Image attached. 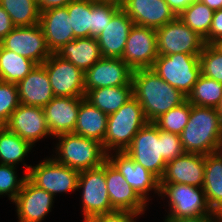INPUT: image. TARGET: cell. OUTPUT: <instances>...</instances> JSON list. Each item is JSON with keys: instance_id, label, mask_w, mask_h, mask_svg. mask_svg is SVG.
Listing matches in <instances>:
<instances>
[{"instance_id": "obj_50", "label": "cell", "mask_w": 222, "mask_h": 222, "mask_svg": "<svg viewBox=\"0 0 222 222\" xmlns=\"http://www.w3.org/2000/svg\"><path fill=\"white\" fill-rule=\"evenodd\" d=\"M217 45L222 49V40Z\"/></svg>"}, {"instance_id": "obj_31", "label": "cell", "mask_w": 222, "mask_h": 222, "mask_svg": "<svg viewBox=\"0 0 222 222\" xmlns=\"http://www.w3.org/2000/svg\"><path fill=\"white\" fill-rule=\"evenodd\" d=\"M213 15L214 10L200 0H196L177 17L205 40L208 37Z\"/></svg>"}, {"instance_id": "obj_12", "label": "cell", "mask_w": 222, "mask_h": 222, "mask_svg": "<svg viewBox=\"0 0 222 222\" xmlns=\"http://www.w3.org/2000/svg\"><path fill=\"white\" fill-rule=\"evenodd\" d=\"M0 45L37 65H42L52 54L48 49L43 30L39 24L14 27L1 41Z\"/></svg>"}, {"instance_id": "obj_27", "label": "cell", "mask_w": 222, "mask_h": 222, "mask_svg": "<svg viewBox=\"0 0 222 222\" xmlns=\"http://www.w3.org/2000/svg\"><path fill=\"white\" fill-rule=\"evenodd\" d=\"M208 204L222 215V150L205 155V174L202 186Z\"/></svg>"}, {"instance_id": "obj_49", "label": "cell", "mask_w": 222, "mask_h": 222, "mask_svg": "<svg viewBox=\"0 0 222 222\" xmlns=\"http://www.w3.org/2000/svg\"><path fill=\"white\" fill-rule=\"evenodd\" d=\"M217 111H218V113L220 115V119H221V123H222V97H221V101H220V103H219V105L217 107Z\"/></svg>"}, {"instance_id": "obj_24", "label": "cell", "mask_w": 222, "mask_h": 222, "mask_svg": "<svg viewBox=\"0 0 222 222\" xmlns=\"http://www.w3.org/2000/svg\"><path fill=\"white\" fill-rule=\"evenodd\" d=\"M16 85L19 101L24 105L43 108L55 97L46 68L43 65H37Z\"/></svg>"}, {"instance_id": "obj_18", "label": "cell", "mask_w": 222, "mask_h": 222, "mask_svg": "<svg viewBox=\"0 0 222 222\" xmlns=\"http://www.w3.org/2000/svg\"><path fill=\"white\" fill-rule=\"evenodd\" d=\"M105 178L109 200L114 210L134 212L141 216L144 214L147 203L108 160L105 162Z\"/></svg>"}, {"instance_id": "obj_9", "label": "cell", "mask_w": 222, "mask_h": 222, "mask_svg": "<svg viewBox=\"0 0 222 222\" xmlns=\"http://www.w3.org/2000/svg\"><path fill=\"white\" fill-rule=\"evenodd\" d=\"M79 171L60 164L53 158H44L35 166H31L27 178L36 186L53 195L78 191Z\"/></svg>"}, {"instance_id": "obj_4", "label": "cell", "mask_w": 222, "mask_h": 222, "mask_svg": "<svg viewBox=\"0 0 222 222\" xmlns=\"http://www.w3.org/2000/svg\"><path fill=\"white\" fill-rule=\"evenodd\" d=\"M148 123L143 108L133 96L119 110L109 114L103 141L106 153L124 152L137 132Z\"/></svg>"}, {"instance_id": "obj_34", "label": "cell", "mask_w": 222, "mask_h": 222, "mask_svg": "<svg viewBox=\"0 0 222 222\" xmlns=\"http://www.w3.org/2000/svg\"><path fill=\"white\" fill-rule=\"evenodd\" d=\"M66 7L75 39L90 37L92 0H73Z\"/></svg>"}, {"instance_id": "obj_25", "label": "cell", "mask_w": 222, "mask_h": 222, "mask_svg": "<svg viewBox=\"0 0 222 222\" xmlns=\"http://www.w3.org/2000/svg\"><path fill=\"white\" fill-rule=\"evenodd\" d=\"M56 54L70 61L84 73L102 58L96 38H77L63 45Z\"/></svg>"}, {"instance_id": "obj_40", "label": "cell", "mask_w": 222, "mask_h": 222, "mask_svg": "<svg viewBox=\"0 0 222 222\" xmlns=\"http://www.w3.org/2000/svg\"><path fill=\"white\" fill-rule=\"evenodd\" d=\"M162 156L166 163L185 153L180 135L161 130Z\"/></svg>"}, {"instance_id": "obj_10", "label": "cell", "mask_w": 222, "mask_h": 222, "mask_svg": "<svg viewBox=\"0 0 222 222\" xmlns=\"http://www.w3.org/2000/svg\"><path fill=\"white\" fill-rule=\"evenodd\" d=\"M55 97H85V73L56 53L42 64Z\"/></svg>"}, {"instance_id": "obj_33", "label": "cell", "mask_w": 222, "mask_h": 222, "mask_svg": "<svg viewBox=\"0 0 222 222\" xmlns=\"http://www.w3.org/2000/svg\"><path fill=\"white\" fill-rule=\"evenodd\" d=\"M15 27L39 24L40 12L36 0H0Z\"/></svg>"}, {"instance_id": "obj_48", "label": "cell", "mask_w": 222, "mask_h": 222, "mask_svg": "<svg viewBox=\"0 0 222 222\" xmlns=\"http://www.w3.org/2000/svg\"><path fill=\"white\" fill-rule=\"evenodd\" d=\"M95 1H99V2H111V3H115L119 6H122L125 0H95Z\"/></svg>"}, {"instance_id": "obj_23", "label": "cell", "mask_w": 222, "mask_h": 222, "mask_svg": "<svg viewBox=\"0 0 222 222\" xmlns=\"http://www.w3.org/2000/svg\"><path fill=\"white\" fill-rule=\"evenodd\" d=\"M133 20L121 8L96 37L102 57L122 58Z\"/></svg>"}, {"instance_id": "obj_36", "label": "cell", "mask_w": 222, "mask_h": 222, "mask_svg": "<svg viewBox=\"0 0 222 222\" xmlns=\"http://www.w3.org/2000/svg\"><path fill=\"white\" fill-rule=\"evenodd\" d=\"M201 74L222 83V49L217 44H205L199 55Z\"/></svg>"}, {"instance_id": "obj_37", "label": "cell", "mask_w": 222, "mask_h": 222, "mask_svg": "<svg viewBox=\"0 0 222 222\" xmlns=\"http://www.w3.org/2000/svg\"><path fill=\"white\" fill-rule=\"evenodd\" d=\"M121 8V6L115 3L92 0V27L90 28V37L96 38Z\"/></svg>"}, {"instance_id": "obj_42", "label": "cell", "mask_w": 222, "mask_h": 222, "mask_svg": "<svg viewBox=\"0 0 222 222\" xmlns=\"http://www.w3.org/2000/svg\"><path fill=\"white\" fill-rule=\"evenodd\" d=\"M222 40V8L214 11L212 24L205 44H217Z\"/></svg>"}, {"instance_id": "obj_47", "label": "cell", "mask_w": 222, "mask_h": 222, "mask_svg": "<svg viewBox=\"0 0 222 222\" xmlns=\"http://www.w3.org/2000/svg\"><path fill=\"white\" fill-rule=\"evenodd\" d=\"M203 4L209 6L212 10H219L222 8V0H200Z\"/></svg>"}, {"instance_id": "obj_38", "label": "cell", "mask_w": 222, "mask_h": 222, "mask_svg": "<svg viewBox=\"0 0 222 222\" xmlns=\"http://www.w3.org/2000/svg\"><path fill=\"white\" fill-rule=\"evenodd\" d=\"M16 166L0 164V196L7 195L13 202L27 179V173L18 178Z\"/></svg>"}, {"instance_id": "obj_17", "label": "cell", "mask_w": 222, "mask_h": 222, "mask_svg": "<svg viewBox=\"0 0 222 222\" xmlns=\"http://www.w3.org/2000/svg\"><path fill=\"white\" fill-rule=\"evenodd\" d=\"M55 197L33 184L28 178L13 203L18 222H42L51 212Z\"/></svg>"}, {"instance_id": "obj_2", "label": "cell", "mask_w": 222, "mask_h": 222, "mask_svg": "<svg viewBox=\"0 0 222 222\" xmlns=\"http://www.w3.org/2000/svg\"><path fill=\"white\" fill-rule=\"evenodd\" d=\"M186 153L208 155L222 149V123L216 108L191 104L189 121L180 134Z\"/></svg>"}, {"instance_id": "obj_20", "label": "cell", "mask_w": 222, "mask_h": 222, "mask_svg": "<svg viewBox=\"0 0 222 222\" xmlns=\"http://www.w3.org/2000/svg\"><path fill=\"white\" fill-rule=\"evenodd\" d=\"M205 174V155L184 153L166 163L160 183H180L202 187Z\"/></svg>"}, {"instance_id": "obj_22", "label": "cell", "mask_w": 222, "mask_h": 222, "mask_svg": "<svg viewBox=\"0 0 222 222\" xmlns=\"http://www.w3.org/2000/svg\"><path fill=\"white\" fill-rule=\"evenodd\" d=\"M82 98L54 97L43 107L52 137L73 133Z\"/></svg>"}, {"instance_id": "obj_13", "label": "cell", "mask_w": 222, "mask_h": 222, "mask_svg": "<svg viewBox=\"0 0 222 222\" xmlns=\"http://www.w3.org/2000/svg\"><path fill=\"white\" fill-rule=\"evenodd\" d=\"M158 56L156 30L133 25L121 59L134 71L151 69Z\"/></svg>"}, {"instance_id": "obj_6", "label": "cell", "mask_w": 222, "mask_h": 222, "mask_svg": "<svg viewBox=\"0 0 222 222\" xmlns=\"http://www.w3.org/2000/svg\"><path fill=\"white\" fill-rule=\"evenodd\" d=\"M151 70L188 96L201 75L199 55L182 53L159 55Z\"/></svg>"}, {"instance_id": "obj_8", "label": "cell", "mask_w": 222, "mask_h": 222, "mask_svg": "<svg viewBox=\"0 0 222 222\" xmlns=\"http://www.w3.org/2000/svg\"><path fill=\"white\" fill-rule=\"evenodd\" d=\"M77 189H82L84 222L94 216L114 211L106 186L105 163L97 168L80 171Z\"/></svg>"}, {"instance_id": "obj_39", "label": "cell", "mask_w": 222, "mask_h": 222, "mask_svg": "<svg viewBox=\"0 0 222 222\" xmlns=\"http://www.w3.org/2000/svg\"><path fill=\"white\" fill-rule=\"evenodd\" d=\"M19 104L17 85L0 80V126L8 122Z\"/></svg>"}, {"instance_id": "obj_26", "label": "cell", "mask_w": 222, "mask_h": 222, "mask_svg": "<svg viewBox=\"0 0 222 222\" xmlns=\"http://www.w3.org/2000/svg\"><path fill=\"white\" fill-rule=\"evenodd\" d=\"M108 115L82 97L75 125V134L96 140L103 145Z\"/></svg>"}, {"instance_id": "obj_11", "label": "cell", "mask_w": 222, "mask_h": 222, "mask_svg": "<svg viewBox=\"0 0 222 222\" xmlns=\"http://www.w3.org/2000/svg\"><path fill=\"white\" fill-rule=\"evenodd\" d=\"M158 55H200L204 39L178 17L156 30Z\"/></svg>"}, {"instance_id": "obj_5", "label": "cell", "mask_w": 222, "mask_h": 222, "mask_svg": "<svg viewBox=\"0 0 222 222\" xmlns=\"http://www.w3.org/2000/svg\"><path fill=\"white\" fill-rule=\"evenodd\" d=\"M161 198L168 199V215L170 217L194 218L215 213L209 206L202 187L180 183H160Z\"/></svg>"}, {"instance_id": "obj_19", "label": "cell", "mask_w": 222, "mask_h": 222, "mask_svg": "<svg viewBox=\"0 0 222 222\" xmlns=\"http://www.w3.org/2000/svg\"><path fill=\"white\" fill-rule=\"evenodd\" d=\"M121 7L134 25L155 30L177 18L165 0H125Z\"/></svg>"}, {"instance_id": "obj_41", "label": "cell", "mask_w": 222, "mask_h": 222, "mask_svg": "<svg viewBox=\"0 0 222 222\" xmlns=\"http://www.w3.org/2000/svg\"><path fill=\"white\" fill-rule=\"evenodd\" d=\"M140 215L125 210H114L92 217L87 222H137ZM135 218V219H134Z\"/></svg>"}, {"instance_id": "obj_44", "label": "cell", "mask_w": 222, "mask_h": 222, "mask_svg": "<svg viewBox=\"0 0 222 222\" xmlns=\"http://www.w3.org/2000/svg\"><path fill=\"white\" fill-rule=\"evenodd\" d=\"M13 24L9 14L0 6V41L13 30Z\"/></svg>"}, {"instance_id": "obj_14", "label": "cell", "mask_w": 222, "mask_h": 222, "mask_svg": "<svg viewBox=\"0 0 222 222\" xmlns=\"http://www.w3.org/2000/svg\"><path fill=\"white\" fill-rule=\"evenodd\" d=\"M132 73L121 58L102 57L85 72V93L97 88L133 86Z\"/></svg>"}, {"instance_id": "obj_45", "label": "cell", "mask_w": 222, "mask_h": 222, "mask_svg": "<svg viewBox=\"0 0 222 222\" xmlns=\"http://www.w3.org/2000/svg\"><path fill=\"white\" fill-rule=\"evenodd\" d=\"M73 0H36L39 12L58 7H65Z\"/></svg>"}, {"instance_id": "obj_16", "label": "cell", "mask_w": 222, "mask_h": 222, "mask_svg": "<svg viewBox=\"0 0 222 222\" xmlns=\"http://www.w3.org/2000/svg\"><path fill=\"white\" fill-rule=\"evenodd\" d=\"M8 130L28 141L33 147L46 136H52L42 107L19 104L4 125Z\"/></svg>"}, {"instance_id": "obj_30", "label": "cell", "mask_w": 222, "mask_h": 222, "mask_svg": "<svg viewBox=\"0 0 222 222\" xmlns=\"http://www.w3.org/2000/svg\"><path fill=\"white\" fill-rule=\"evenodd\" d=\"M37 64L32 60L7 50L0 45V80L17 84L23 80Z\"/></svg>"}, {"instance_id": "obj_28", "label": "cell", "mask_w": 222, "mask_h": 222, "mask_svg": "<svg viewBox=\"0 0 222 222\" xmlns=\"http://www.w3.org/2000/svg\"><path fill=\"white\" fill-rule=\"evenodd\" d=\"M132 97L133 86H115L89 90L84 98L109 115L119 110Z\"/></svg>"}, {"instance_id": "obj_15", "label": "cell", "mask_w": 222, "mask_h": 222, "mask_svg": "<svg viewBox=\"0 0 222 222\" xmlns=\"http://www.w3.org/2000/svg\"><path fill=\"white\" fill-rule=\"evenodd\" d=\"M114 153V154H113ZM107 160L124 176L126 182L147 203L149 192L160 194V180L125 152L107 154Z\"/></svg>"}, {"instance_id": "obj_7", "label": "cell", "mask_w": 222, "mask_h": 222, "mask_svg": "<svg viewBox=\"0 0 222 222\" xmlns=\"http://www.w3.org/2000/svg\"><path fill=\"white\" fill-rule=\"evenodd\" d=\"M124 152L159 180L162 178L166 162L162 156L161 130L153 122H148L137 132Z\"/></svg>"}, {"instance_id": "obj_43", "label": "cell", "mask_w": 222, "mask_h": 222, "mask_svg": "<svg viewBox=\"0 0 222 222\" xmlns=\"http://www.w3.org/2000/svg\"><path fill=\"white\" fill-rule=\"evenodd\" d=\"M164 222H222V215H211L194 218L165 217Z\"/></svg>"}, {"instance_id": "obj_29", "label": "cell", "mask_w": 222, "mask_h": 222, "mask_svg": "<svg viewBox=\"0 0 222 222\" xmlns=\"http://www.w3.org/2000/svg\"><path fill=\"white\" fill-rule=\"evenodd\" d=\"M32 148L33 146L28 141L23 140L5 126H0V164L17 166L16 164L23 162L28 173L32 165L27 166L24 159Z\"/></svg>"}, {"instance_id": "obj_1", "label": "cell", "mask_w": 222, "mask_h": 222, "mask_svg": "<svg viewBox=\"0 0 222 222\" xmlns=\"http://www.w3.org/2000/svg\"><path fill=\"white\" fill-rule=\"evenodd\" d=\"M133 96L143 108L148 122H154L171 108L181 105L187 96L165 82L151 69H138L132 73Z\"/></svg>"}, {"instance_id": "obj_46", "label": "cell", "mask_w": 222, "mask_h": 222, "mask_svg": "<svg viewBox=\"0 0 222 222\" xmlns=\"http://www.w3.org/2000/svg\"><path fill=\"white\" fill-rule=\"evenodd\" d=\"M169 7L178 16L183 10H185L193 1L196 0H165Z\"/></svg>"}, {"instance_id": "obj_3", "label": "cell", "mask_w": 222, "mask_h": 222, "mask_svg": "<svg viewBox=\"0 0 222 222\" xmlns=\"http://www.w3.org/2000/svg\"><path fill=\"white\" fill-rule=\"evenodd\" d=\"M55 153L52 158L60 164L77 171H84L102 166L107 161L103 145L93 139L75 133L58 135Z\"/></svg>"}, {"instance_id": "obj_21", "label": "cell", "mask_w": 222, "mask_h": 222, "mask_svg": "<svg viewBox=\"0 0 222 222\" xmlns=\"http://www.w3.org/2000/svg\"><path fill=\"white\" fill-rule=\"evenodd\" d=\"M39 25L51 53H56L63 45L75 39L66 6L40 12Z\"/></svg>"}, {"instance_id": "obj_32", "label": "cell", "mask_w": 222, "mask_h": 222, "mask_svg": "<svg viewBox=\"0 0 222 222\" xmlns=\"http://www.w3.org/2000/svg\"><path fill=\"white\" fill-rule=\"evenodd\" d=\"M221 97L222 83L201 74L188 94L187 100L192 105L217 109Z\"/></svg>"}, {"instance_id": "obj_35", "label": "cell", "mask_w": 222, "mask_h": 222, "mask_svg": "<svg viewBox=\"0 0 222 222\" xmlns=\"http://www.w3.org/2000/svg\"><path fill=\"white\" fill-rule=\"evenodd\" d=\"M190 111L191 103L186 100L181 105L162 114L153 123L160 130L180 135L189 121Z\"/></svg>"}]
</instances>
